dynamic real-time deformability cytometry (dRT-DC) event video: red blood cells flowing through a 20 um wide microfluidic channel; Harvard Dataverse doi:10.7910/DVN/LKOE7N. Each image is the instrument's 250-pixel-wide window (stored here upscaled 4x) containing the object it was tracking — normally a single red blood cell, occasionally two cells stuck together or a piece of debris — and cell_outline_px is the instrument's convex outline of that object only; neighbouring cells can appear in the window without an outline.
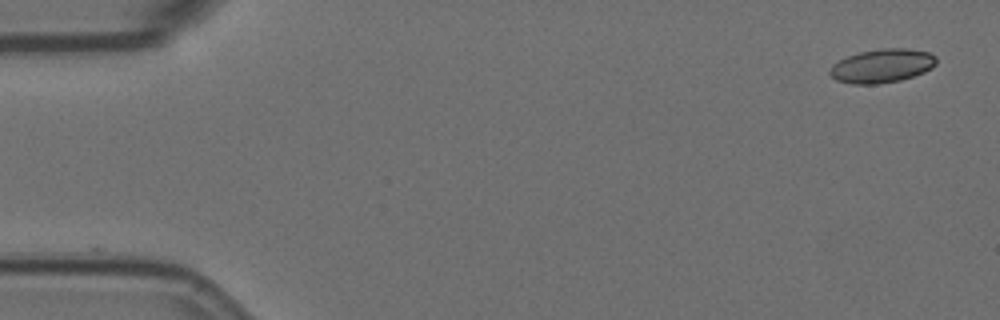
{"species": "Egyptian fruit bat (a non-hibernating species)", "species_latin": "Rousettus aegyptiacus", "temperature_condition": "room temperature", "stored_images_in_passage": 14, "camera_frame_rate_fps": 3000, "um_per_image_px": 0.085, "animal": {"sex": "female"}, "frame": {"image": 1, "passage_image": 1, "time_ms": 0.0, "image_size_px": [1000, 320], "cell_outline_px": [[936, 64], [932, 68], [924, 72], [900, 80], [876, 84], [852, 84], [836, 80], [828, 72], [832, 64], [848, 56], [860, 52], [880, 48], [908, 48], [928, 52], [936, 56]], "centroid_in_image_um": [74.97, 5.59], "position_along_channel_um": 10.0, "area_um2": 20.92}}
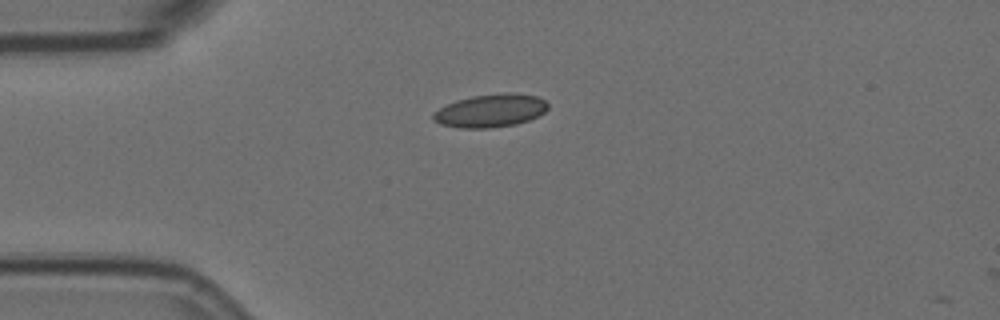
{"frame": {"image": 2, "passage_image": 13, "time_ms": 4.0, "image_size_px": [1000, 320], "cell_outline_px": [[548, 108], [544, 112], [528, 120], [516, 124], [488, 128], [460, 128], [440, 124], [432, 120], [432, 112], [456, 100], [472, 96], [504, 92], [508, 92], [536, 96], [544, 100], [548, 104]], "centroid_in_image_um": [41.66, 9.4], "position_along_channel_um": 43.3, "area_um2": 22.08}}